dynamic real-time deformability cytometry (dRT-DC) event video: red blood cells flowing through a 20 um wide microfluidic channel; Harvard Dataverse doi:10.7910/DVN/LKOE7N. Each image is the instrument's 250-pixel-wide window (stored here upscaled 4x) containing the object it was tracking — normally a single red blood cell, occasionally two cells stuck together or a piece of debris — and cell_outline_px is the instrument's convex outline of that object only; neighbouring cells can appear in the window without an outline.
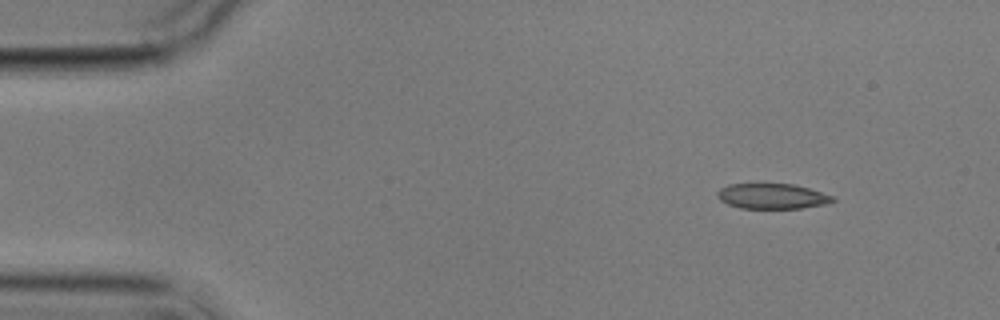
{"species": "common noctule bat (a hibernating species)", "species_latin": "Nyctalus noctula", "temperature_condition": "cold", "stored_images_in_passage": 4, "camera_frame_rate_fps": 3000, "um_per_image_px": 0.085, "animal": {"sex": "male", "body_mass_g": 17.9}, "frame": {"image": 1, "passage_image": 1, "time_ms": 0.0, "image_size_px": [1000, 320], "cell_outline_px": [[836, 200], [824, 204], [800, 208], [740, 208], [728, 204], [720, 200], [716, 196], [716, 192], [720, 188], [728, 184], [792, 184], [808, 188], [836, 196]], "centroid_in_image_um": [65.62, 16.67], "position_along_channel_um": 19.4, "area_um2": 16.99}}
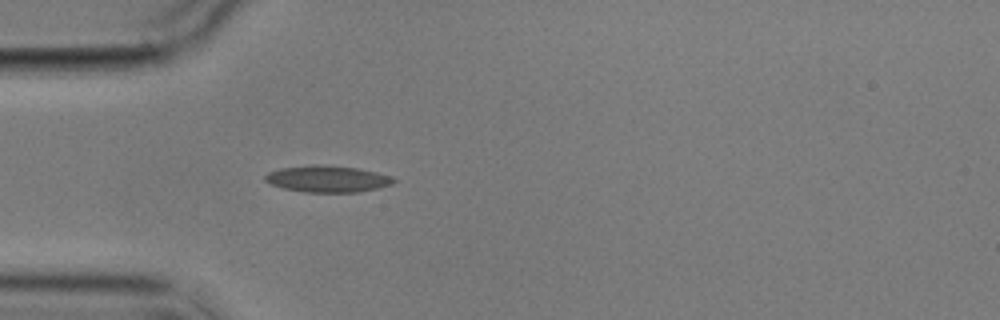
{"frame": {"image": 2, "passage_image": 4, "time_ms": 3.333, "image_size_px": [1000, 320], "cell_outline_px": [[396, 180], [392, 184], [376, 188], [356, 192], [304, 192], [284, 188], [268, 184], [264, 180], [264, 176], [268, 172], [280, 168], [312, 164], [324, 164], [356, 168], [376, 172], [388, 176]], "centroid_in_image_um": [27.76, 15.19], "position_along_channel_um": 57.2, "area_um2": 19.88}}